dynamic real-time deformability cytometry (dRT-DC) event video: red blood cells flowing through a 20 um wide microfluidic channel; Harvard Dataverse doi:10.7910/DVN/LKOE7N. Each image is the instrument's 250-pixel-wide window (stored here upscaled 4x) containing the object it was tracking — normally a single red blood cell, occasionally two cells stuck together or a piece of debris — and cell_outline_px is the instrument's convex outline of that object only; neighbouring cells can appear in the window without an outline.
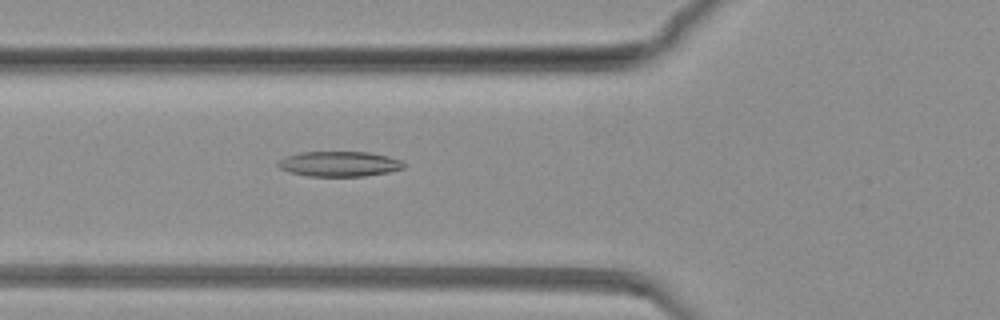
{"species": "common noctule bat (a hibernating species)", "species_latin": "Nyctalus noctula", "temperature_condition": "warm", "stored_images_in_passage": 48, "camera_frame_rate_fps": 3000, "um_per_image_px": 0.085, "animal": {"sex": "female", "body_mass_g": 19.3, "forearm_length_mm": 54.1}, "frame": {"image": 1, "passage_image": 30, "time_ms": 9.667, "image_size_px": [1000, 320], "cell_outline_px": [[404, 168], [388, 172], [364, 176], [308, 176], [288, 172], [280, 168], [276, 164], [284, 156], [300, 152], [368, 152], [388, 156], [400, 160], [404, 164]], "centroid_in_image_um": [28.8, 13.93], "position_along_channel_um": 97.0, "area_um2": 18.44}}
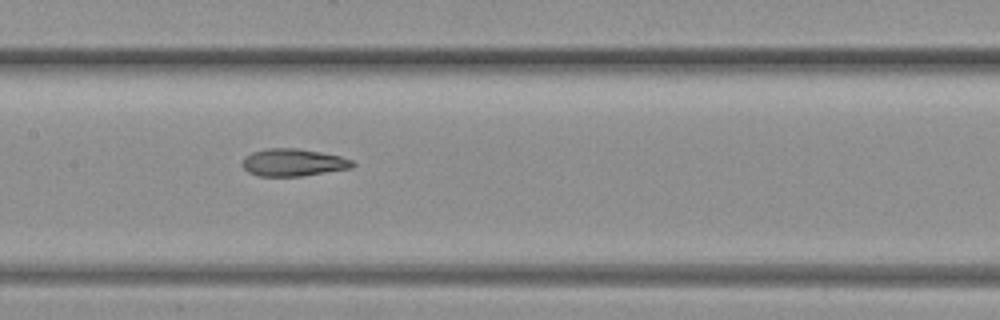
{"frame": {"image": 2, "passage_image": 40, "time_ms": 13.0, "image_size_px": [1000, 320], "cell_outline_px": [[356, 164], [352, 168], [304, 176], [256, 176], [248, 172], [240, 164], [244, 156], [252, 152], [268, 148], [296, 148], [320, 152], [340, 156], [352, 160]], "centroid_in_image_um": [24.9, 13.82], "position_along_channel_um": 182.5, "area_um2": 17.8}}
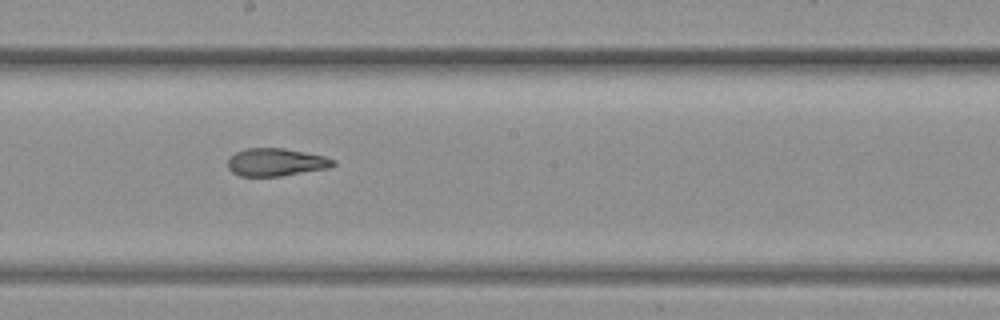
{"frame": {"image": 3, "passage_image": 45, "time_ms": 14.667, "image_size_px": [1000, 320], "cell_outline_px": [[336, 164], [328, 168], [280, 176], [240, 176], [232, 172], [228, 168], [228, 156], [236, 152], [248, 148], [284, 148], [324, 156], [336, 160]], "centroid_in_image_um": [23.44, 13.78], "position_along_channel_um": 224.8, "area_um2": 17.05}}